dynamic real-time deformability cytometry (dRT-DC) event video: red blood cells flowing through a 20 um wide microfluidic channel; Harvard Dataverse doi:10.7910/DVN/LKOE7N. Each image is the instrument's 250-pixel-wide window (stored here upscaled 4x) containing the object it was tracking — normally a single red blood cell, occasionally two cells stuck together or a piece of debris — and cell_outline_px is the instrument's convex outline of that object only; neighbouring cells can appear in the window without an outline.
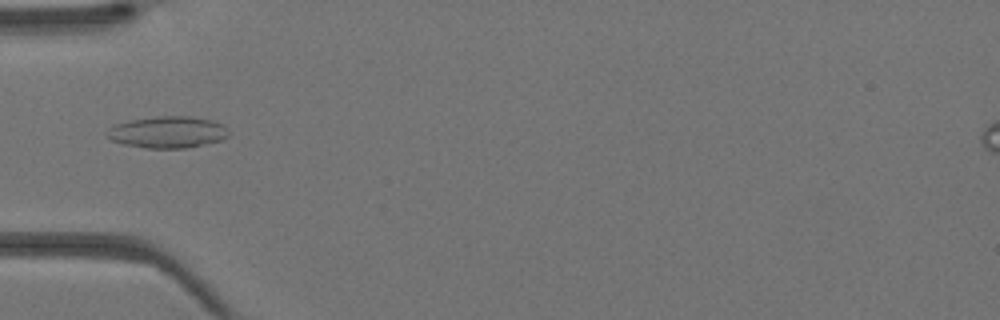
{"species": "Egyptian fruit bat (a non-hibernating species)", "species_latin": "Rousettus aegyptiacus", "temperature_condition": "warm", "stored_images_in_passage": 35, "camera_frame_rate_fps": 3000, "um_per_image_px": 0.085, "animal": {"sex": "female"}, "frame": {"image": 1, "passage_image": 7, "time_ms": 2.0, "image_size_px": [1000, 320], "cell_outline_px": [[228, 136], [220, 140], [204, 144], [184, 148], [144, 148], [124, 144], [112, 140], [104, 132], [108, 128], [116, 124], [128, 120], [156, 116], [192, 116], [212, 120], [224, 124], [228, 128]], "centroid_in_image_um": [14.24, 11.22], "position_along_channel_um": 70.8, "area_um2": 22.6}}
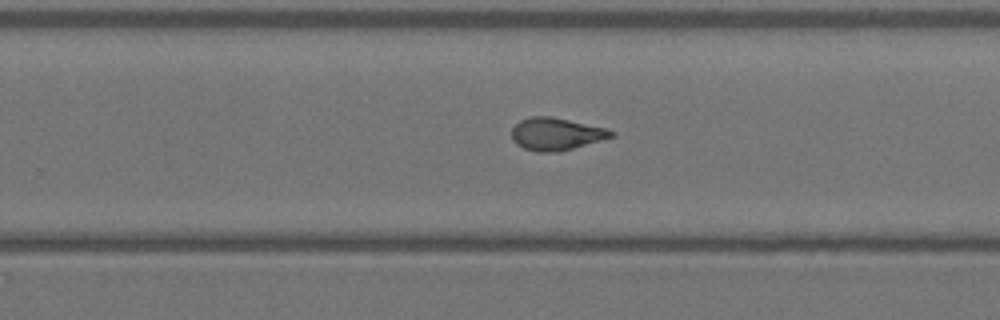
{"frame": {"image": 2, "passage_image": 20, "time_ms": 6.333, "image_size_px": [1000, 320], "cell_outline_px": [[616, 136], [560, 152], [536, 152], [524, 148], [516, 144], [512, 140], [512, 128], [520, 120], [528, 116], [552, 116], [604, 128], [616, 132]], "centroid_in_image_um": [47.26, 11.39], "position_along_channel_um": 282.5, "area_um2": 18.96}}
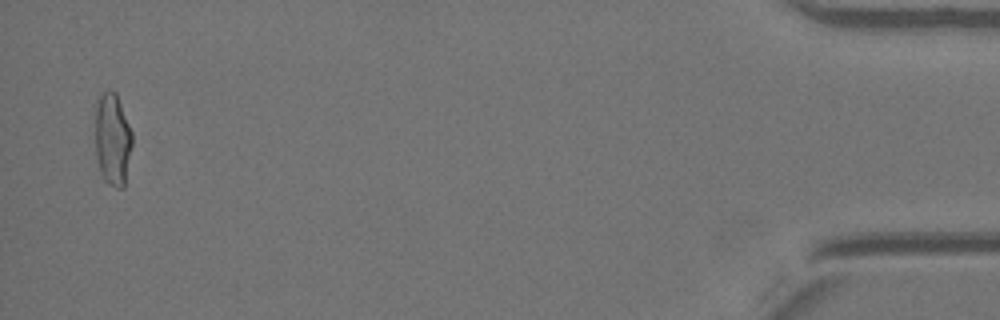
{"frame": {"image": 3, "passage_image": 34, "time_ms": 11.0, "image_size_px": [1000, 320], "cell_outline_px": [[132, 144], [124, 188], [116, 188], [108, 184], [104, 180], [100, 172], [96, 156], [96, 100], [108, 88], [112, 88], [116, 92], [132, 132]], "centroid_in_image_um": [9.57, 11.83], "position_along_channel_um": 425.6, "area_um2": 20.06}}